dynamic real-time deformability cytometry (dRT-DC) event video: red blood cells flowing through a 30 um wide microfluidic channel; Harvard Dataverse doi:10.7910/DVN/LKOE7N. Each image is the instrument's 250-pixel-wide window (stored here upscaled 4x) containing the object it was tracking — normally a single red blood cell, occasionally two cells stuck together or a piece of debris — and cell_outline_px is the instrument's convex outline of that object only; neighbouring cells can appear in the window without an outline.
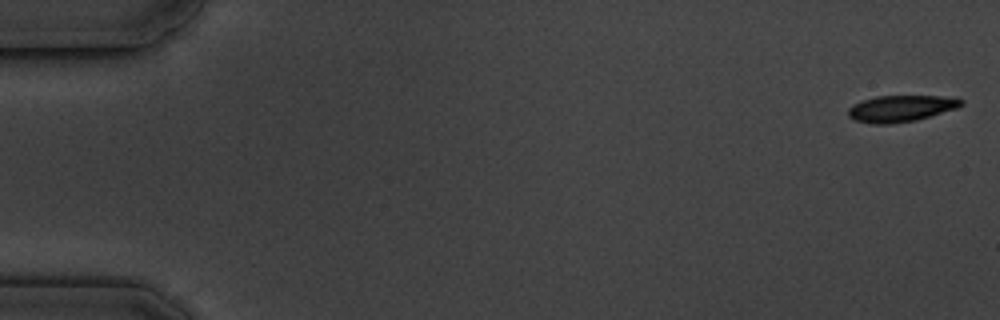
{"species": "common noctule bat (a hibernating species)", "species_latin": "Nyctalus noctula", "temperature_condition": "cold", "stored_images_in_passage": 6, "camera_frame_rate_fps": 3000, "um_per_image_px": 0.085, "animal": {"sex": "male", "body_mass_g": 19.5, "forearm_length_mm": 54.6}, "frame": {"image": 1, "passage_image": 1, "time_ms": 0.0, "image_size_px": [1000, 320], "cell_outline_px": [[964, 104], [956, 108], [916, 120], [892, 124], [872, 124], [856, 120], [848, 116], [848, 108], [852, 104], [860, 100], [876, 96], [940, 96], [964, 100]], "centroid_in_image_um": [76.52, 9.22], "position_along_channel_um": 8.5, "area_um2": 17.4}}
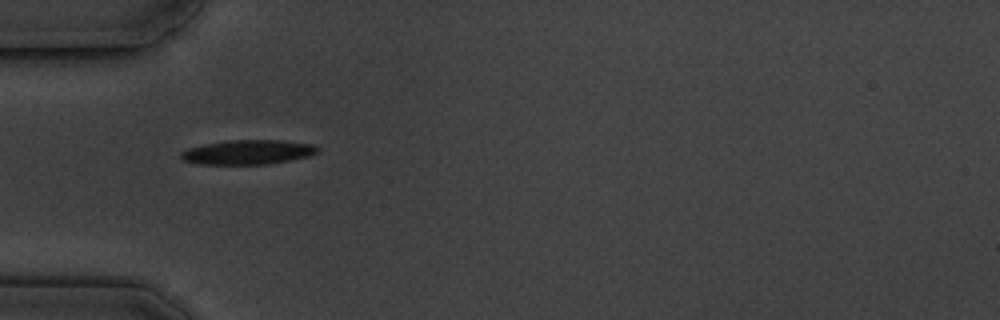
{"frame": {"image": 2, "passage_image": 5, "time_ms": 5.667, "image_size_px": [1000, 320], "cell_outline_px": [[320, 152], [308, 156], [292, 160], [268, 164], [196, 164], [184, 160], [180, 156], [180, 152], [188, 148], [204, 144], [228, 140], [280, 140], [312, 144], [320, 148]], "centroid_in_image_um": [21.09, 12.93], "position_along_channel_um": 63.9, "area_um2": 19.59}}